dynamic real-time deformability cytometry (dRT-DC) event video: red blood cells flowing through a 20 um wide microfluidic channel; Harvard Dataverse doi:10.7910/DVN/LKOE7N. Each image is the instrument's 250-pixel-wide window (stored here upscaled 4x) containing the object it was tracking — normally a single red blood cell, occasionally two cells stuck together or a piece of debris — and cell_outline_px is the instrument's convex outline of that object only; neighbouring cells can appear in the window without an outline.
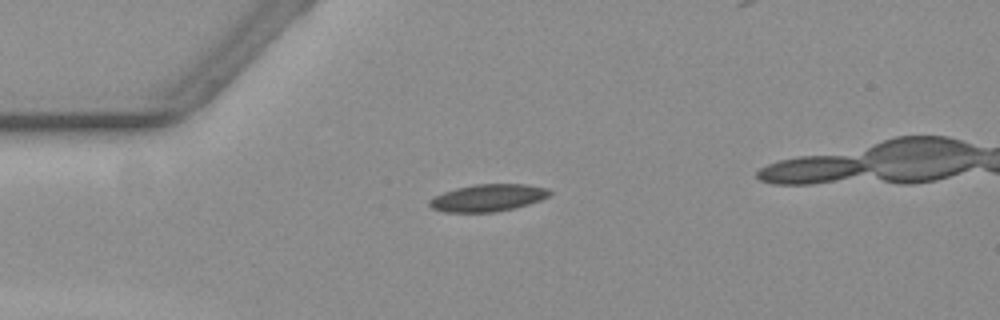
{"species": "common noctule bat (a hibernating species)", "species_latin": "Nyctalus noctula", "temperature_condition": "warm", "stored_images_in_passage": 39, "camera_frame_rate_fps": 3000, "um_per_image_px": 0.085, "animal": {"sex": "female", "body_mass_g": 19.3, "forearm_length_mm": 54.1}, "frame": {"image": 1, "passage_image": 1, "time_ms": 0.0, "image_size_px": [1000, 320], "cell_outline_px": [[552, 192], [548, 196], [540, 200], [528, 204], [496, 212], [444, 212], [432, 208], [428, 204], [428, 200], [432, 196], [456, 188], [476, 184], [524, 184], [548, 188]], "centroid_in_image_um": [41.44, 16.81], "position_along_channel_um": 43.6, "area_um2": 19.02}}
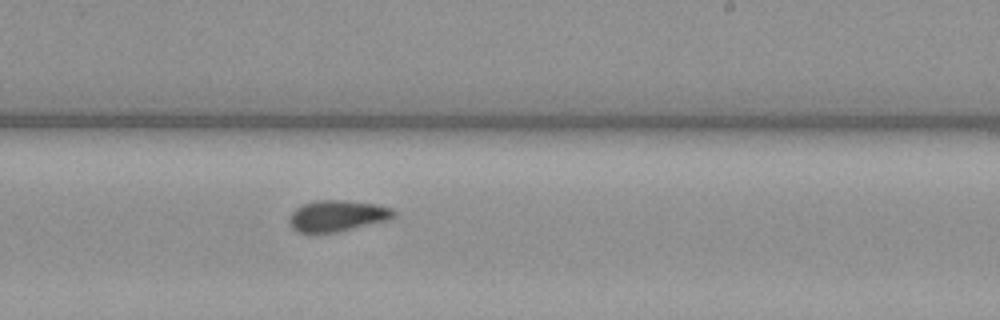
{"frame": {"image": 2, "passage_image": 21, "time_ms": 6.667, "image_size_px": [1000, 320], "cell_outline_px": [[396, 216], [392, 220], [336, 232], [300, 232], [292, 228], [288, 220], [292, 212], [296, 208], [304, 204], [316, 200], [344, 200], [376, 204], [392, 208], [396, 212]], "centroid_in_image_um": [28.73, 18.34], "position_along_channel_um": 260.3, "area_um2": 19.07}}
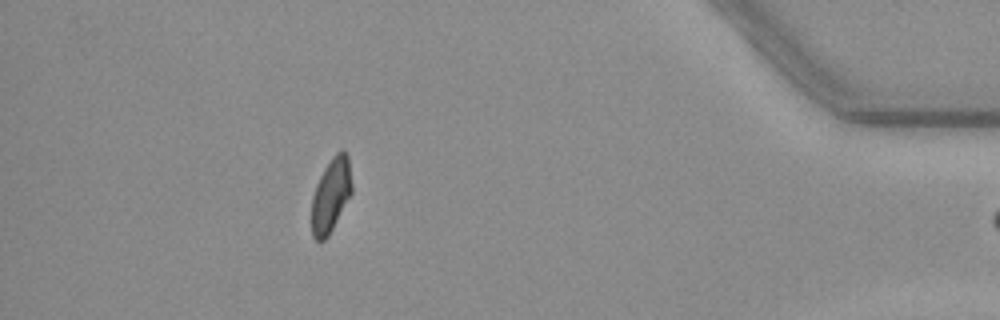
{"frame": {"image": 3, "passage_image": 38, "time_ms": 12.333, "image_size_px": [1000, 320], "cell_outline_px": [[352, 192], [328, 236], [324, 240], [316, 240], [312, 236], [312, 196], [316, 184], [324, 168], [332, 156], [336, 152], [344, 148], [348, 156], [352, 184]], "centroid_in_image_um": [28.13, 16.55], "position_along_channel_um": 407.1, "area_um2": 17.28}}